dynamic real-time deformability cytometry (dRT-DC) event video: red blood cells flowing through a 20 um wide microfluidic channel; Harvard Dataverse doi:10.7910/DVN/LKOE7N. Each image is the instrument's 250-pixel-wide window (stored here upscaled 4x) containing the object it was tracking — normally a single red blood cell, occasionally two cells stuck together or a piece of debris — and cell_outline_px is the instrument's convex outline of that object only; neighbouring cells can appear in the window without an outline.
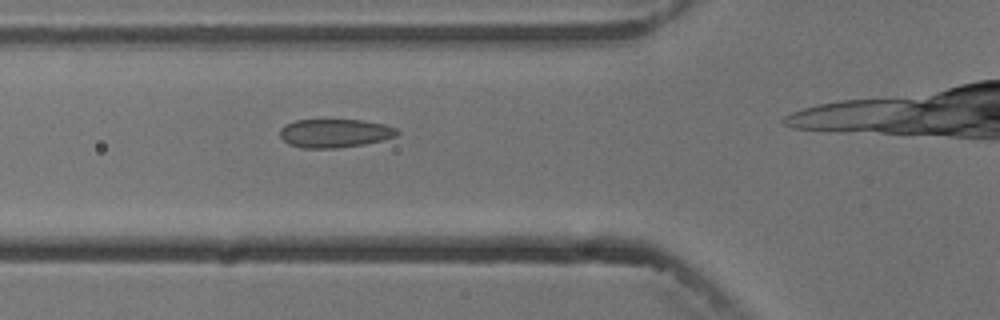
{"species": "common noctule bat (a hibernating species)", "species_latin": "Nyctalus noctula", "temperature_condition": "cold", "stored_images_in_passage": 4, "camera_frame_rate_fps": 3000, "um_per_image_px": 0.085, "animal": {"sex": "male", "body_mass_g": 13.3}, "frame": {"image": 1, "passage_image": 3, "time_ms": 2.333, "image_size_px": [1000, 320], "cell_outline_px": [[400, 132], [396, 136], [364, 144], [336, 148], [300, 148], [288, 144], [280, 136], [280, 128], [284, 124], [296, 120], [364, 120], [384, 124], [396, 128]], "centroid_in_image_um": [28.43, 11.32], "position_along_channel_um": 97.4, "area_um2": 19.54}}